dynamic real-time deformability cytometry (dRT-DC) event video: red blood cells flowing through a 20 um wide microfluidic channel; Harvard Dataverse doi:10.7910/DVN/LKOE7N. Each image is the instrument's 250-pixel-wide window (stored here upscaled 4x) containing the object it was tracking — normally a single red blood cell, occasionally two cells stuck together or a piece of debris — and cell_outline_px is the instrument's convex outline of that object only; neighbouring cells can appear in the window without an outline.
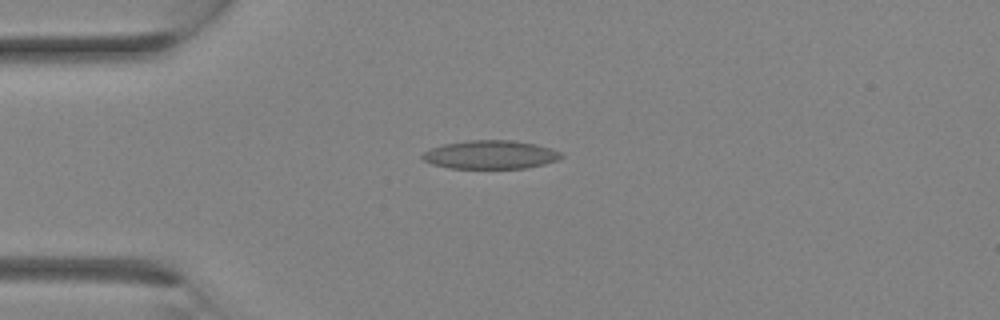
{"species": "Egyptian fruit bat (a non-hibernating species)", "species_latin": "Rousettus aegyptiacus", "temperature_condition": "room temperature", "stored_images_in_passage": 14, "camera_frame_rate_fps": 3000, "um_per_image_px": 0.085, "animal": {"sex": "female"}, "frame": {"image": 1, "passage_image": 4, "time_ms": 1.0, "image_size_px": [1000, 320], "cell_outline_px": [[564, 156], [556, 160], [544, 164], [528, 168], [448, 168], [432, 164], [424, 160], [420, 156], [424, 152], [432, 148], [444, 144], [468, 140], [512, 140], [536, 144], [552, 148], [560, 152]], "centroid_in_image_um": [41.7, 13.14], "position_along_channel_um": 43.3, "area_um2": 23.06}}
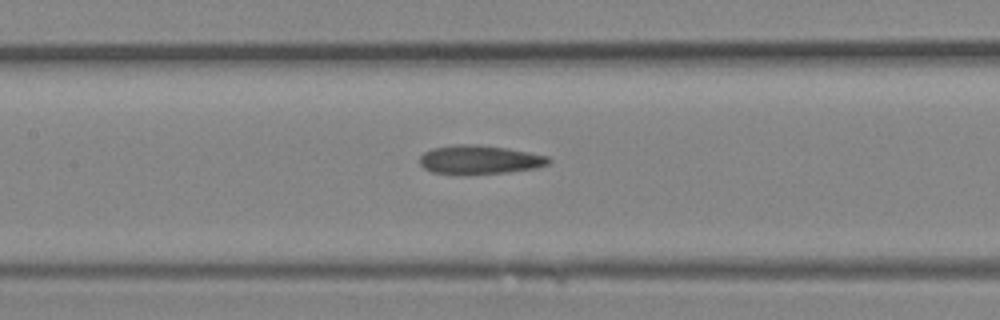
{"frame": {"image": 2, "passage_image": 10, "time_ms": 3.0, "image_size_px": [1000, 320], "cell_outline_px": [[552, 160], [548, 164], [536, 168], [508, 172], [432, 172], [424, 168], [420, 164], [420, 156], [424, 152], [432, 148], [456, 144], [472, 144], [508, 148], [548, 156]], "centroid_in_image_um": [40.79, 13.53], "position_along_channel_um": 166.6, "area_um2": 20.98}}
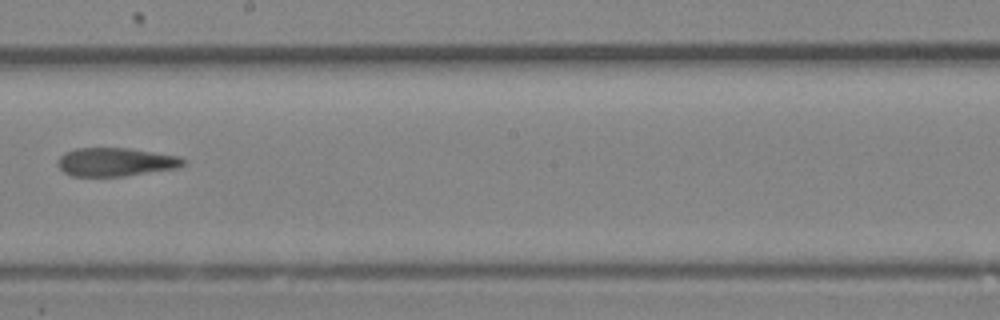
{"frame": {"image": 3, "passage_image": 13, "time_ms": 4.0, "image_size_px": [1000, 320], "cell_outline_px": [[188, 160], [180, 168], [124, 176], [72, 176], [64, 172], [56, 164], [56, 160], [64, 152], [76, 148], [128, 148], [180, 156]], "centroid_in_image_um": [9.84, 13.77], "position_along_channel_um": 238.4, "area_um2": 21.1}}